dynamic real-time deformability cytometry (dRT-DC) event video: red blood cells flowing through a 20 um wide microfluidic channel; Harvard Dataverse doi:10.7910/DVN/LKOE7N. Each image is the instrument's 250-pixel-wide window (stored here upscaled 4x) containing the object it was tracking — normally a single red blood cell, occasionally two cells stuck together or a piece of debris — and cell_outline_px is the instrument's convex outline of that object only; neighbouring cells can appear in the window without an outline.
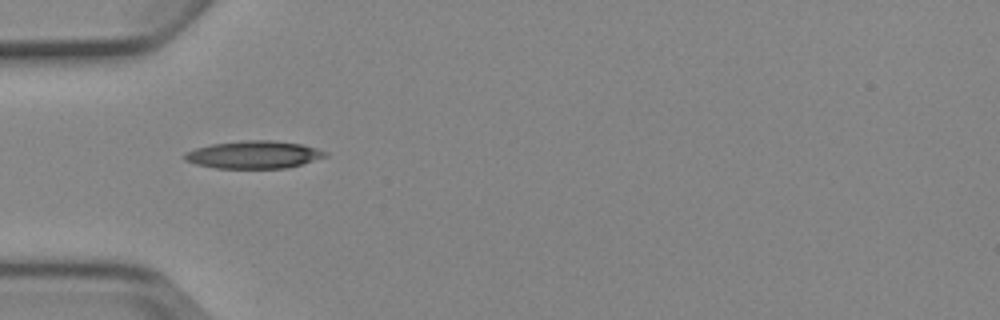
{"species": "Egyptian fruit bat (a non-hibernating species)", "species_latin": "Rousettus aegyptiacus", "temperature_condition": "cold", "stored_images_in_passage": 3, "camera_frame_rate_fps": 3000, "um_per_image_px": 0.085, "animal": {"sex": "female"}, "frame": {"image": 1, "passage_image": 1, "time_ms": 0.0, "image_size_px": [1000, 320], "cell_outline_px": [[328, 156], [288, 168], [216, 168], [196, 164], [184, 160], [184, 152], [196, 148], [212, 144], [244, 140], [272, 140], [300, 144], [316, 148], [324, 152]], "centroid_in_image_um": [21.54, 13.15], "position_along_channel_um": 63.5, "area_um2": 22.48}}
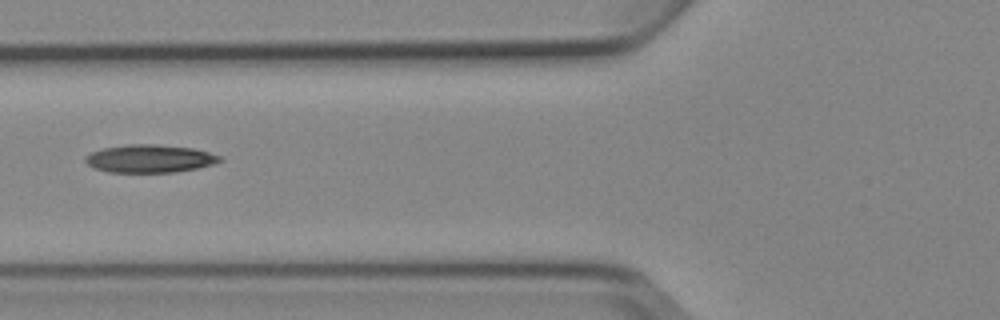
{"frame": {"image": 2, "passage_image": 2, "time_ms": 1.333, "image_size_px": [1000, 320], "cell_outline_px": [[224, 160], [212, 164], [196, 168], [172, 172], [108, 172], [96, 168], [88, 164], [84, 160], [84, 156], [92, 152], [104, 148], [128, 144], [152, 144], [192, 148], [224, 156]], "centroid_in_image_um": [12.74, 13.48], "position_along_channel_um": 113.1, "area_um2": 21.73}}
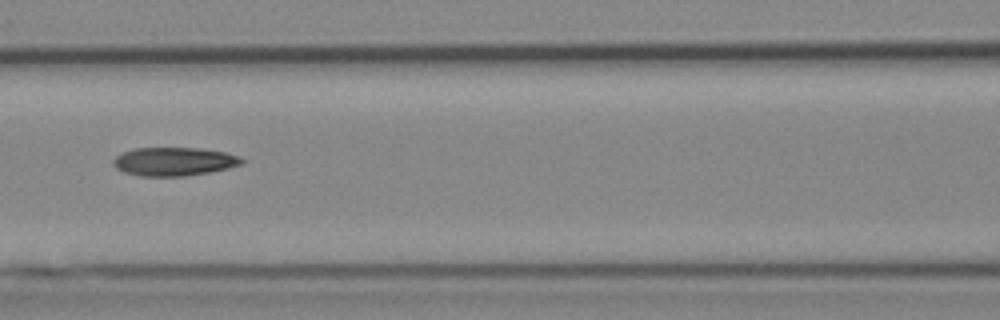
{"frame": {"image": 3, "passage_image": 3, "time_ms": 2.333, "image_size_px": [1000, 320], "cell_outline_px": [[244, 164], [228, 168], [208, 172], [184, 176], [140, 176], [124, 172], [116, 168], [112, 164], [112, 160], [116, 156], [124, 152], [136, 148], [196, 148], [224, 152], [240, 156], [244, 160]], "centroid_in_image_um": [14.79, 13.73], "position_along_channel_um": 151.8, "area_um2": 21.27}}